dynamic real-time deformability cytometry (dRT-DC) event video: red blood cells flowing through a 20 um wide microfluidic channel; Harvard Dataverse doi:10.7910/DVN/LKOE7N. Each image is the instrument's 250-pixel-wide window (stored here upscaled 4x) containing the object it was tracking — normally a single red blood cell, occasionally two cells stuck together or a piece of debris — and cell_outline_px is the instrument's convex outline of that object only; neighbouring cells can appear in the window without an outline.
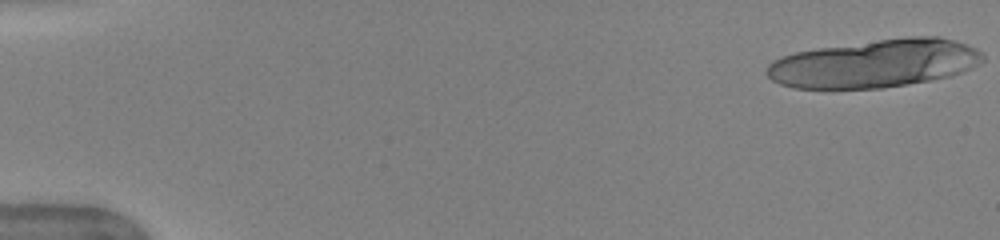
{"species": "human", "species_latin": "Homo sapiens", "temperature_condition": "warm", "stored_images_in_passage": 20, "camera_frame_rate_fps": 3000, "um_per_image_px": 0.085, "donor": {"sex": "female"}, "frame": {"image": 1, "passage_image": 1, "time_ms": 0.0, "image_size_px": [1000, 240], "cell_outline_px": [[984, 60], [980, 64], [972, 68], [952, 76], [880, 88], [792, 88], [780, 84], [772, 80], [764, 72], [768, 64], [772, 60], [780, 56], [796, 52], [820, 48], [908, 36], [940, 36], [956, 40], [976, 48], [984, 52]], "centroid_in_image_um": [74.38, 5.39], "position_along_channel_um": 10.6, "area_um2": 60.52}}